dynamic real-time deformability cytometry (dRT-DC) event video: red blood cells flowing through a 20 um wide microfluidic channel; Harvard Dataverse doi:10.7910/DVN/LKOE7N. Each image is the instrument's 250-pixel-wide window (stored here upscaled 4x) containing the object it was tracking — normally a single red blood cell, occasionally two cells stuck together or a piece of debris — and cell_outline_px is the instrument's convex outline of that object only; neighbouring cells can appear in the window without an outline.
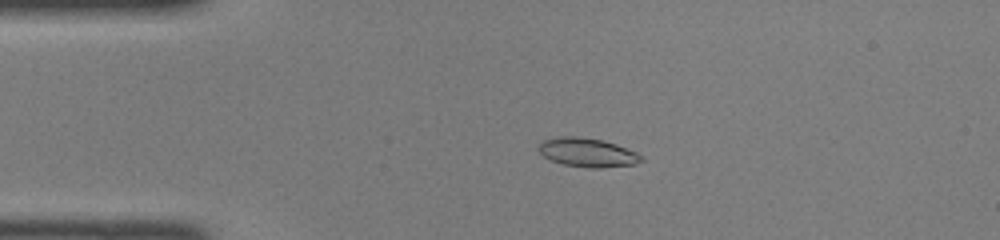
{"species": "common noctule bat (a hibernating species)", "species_latin": "Nyctalus noctula", "temperature_condition": "room temperature", "stored_images_in_passage": 46, "camera_frame_rate_fps": 3000, "um_per_image_px": 0.085, "animal": {"sex": "female", "body_mass_g": 22.0, "forearm_length_mm": 56.7}, "frame": {"image": 1, "passage_image": 10, "time_ms": 3.0, "image_size_px": [1000, 240], "cell_outline_px": [[644, 160], [632, 164], [600, 168], [588, 168], [564, 164], [552, 160], [544, 156], [536, 148], [544, 140], [556, 136], [576, 136], [600, 140], [616, 144], [636, 152], [644, 156]], "centroid_in_image_um": [49.93, 12.96], "position_along_channel_um": 35.1, "area_um2": 17.17}}
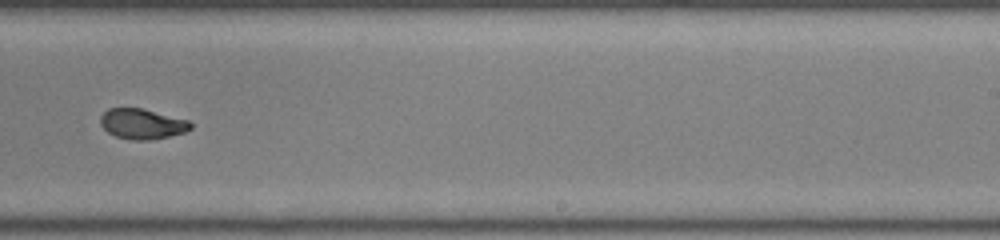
{"frame": {"image": 2, "passage_image": 29, "time_ms": 9.333, "image_size_px": [1000, 240], "cell_outline_px": [[192, 128], [184, 132], [168, 136], [148, 140], [132, 140], [116, 136], [108, 132], [100, 124], [100, 116], [108, 108], [140, 108], [188, 120], [192, 124]], "centroid_in_image_um": [12.06, 10.53], "position_along_channel_um": 276.9, "area_um2": 15.72}}
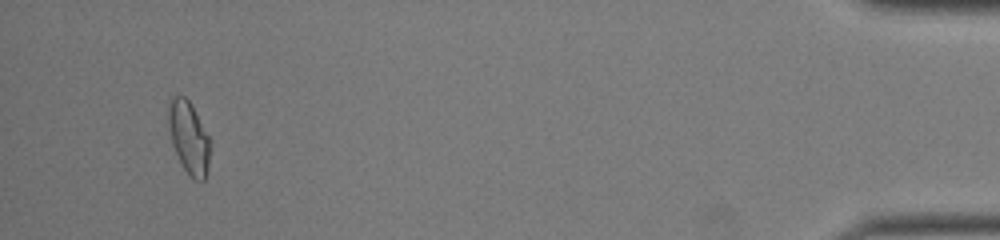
{"frame": {"image": 3, "passage_image": 44, "time_ms": 14.333, "image_size_px": [1000, 240], "cell_outline_px": [[212, 140], [208, 168], [204, 180], [196, 180], [184, 168], [172, 144], [168, 128], [168, 100], [172, 96], [184, 96], [192, 104]], "centroid_in_image_um": [16.07, 11.63], "position_along_channel_um": 419.1, "area_um2": 17.86}}